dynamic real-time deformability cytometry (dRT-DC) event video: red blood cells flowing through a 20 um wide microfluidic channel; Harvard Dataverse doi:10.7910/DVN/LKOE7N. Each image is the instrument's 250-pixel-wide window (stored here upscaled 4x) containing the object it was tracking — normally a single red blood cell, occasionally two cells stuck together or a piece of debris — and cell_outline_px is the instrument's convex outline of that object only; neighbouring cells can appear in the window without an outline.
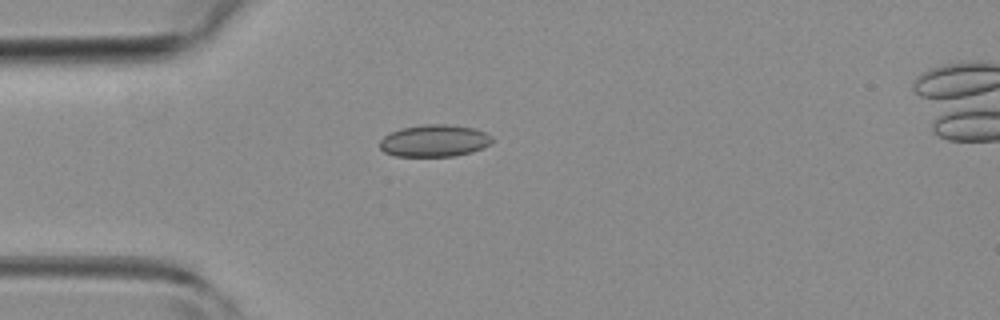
{"species": "common noctule bat (a hibernating species)", "species_latin": "Nyctalus noctula", "temperature_condition": "room temperature", "stored_images_in_passage": 2, "camera_frame_rate_fps": 3000, "um_per_image_px": 0.085, "animal": {"sex": "female", "body_mass_g": 19.3, "forearm_length_mm": 54.1}, "frame": {"image": 1, "passage_image": 1, "time_ms": 0.0, "image_size_px": [1000, 320], "cell_outline_px": [[496, 140], [492, 144], [484, 148], [472, 152], [456, 156], [396, 156], [384, 152], [380, 148], [380, 140], [384, 136], [400, 128], [424, 124], [448, 124], [472, 128], [484, 132], [492, 136]], "centroid_in_image_um": [36.96, 11.97], "position_along_channel_um": 48.0, "area_um2": 21.21}}